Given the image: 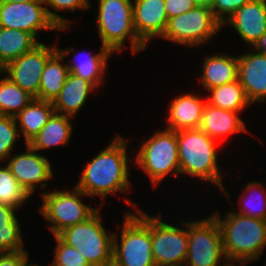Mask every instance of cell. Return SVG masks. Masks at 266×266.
I'll return each mask as SVG.
<instances>
[{"label":"cell","instance_id":"6da1fadb","mask_svg":"<svg viewBox=\"0 0 266 266\" xmlns=\"http://www.w3.org/2000/svg\"><path fill=\"white\" fill-rule=\"evenodd\" d=\"M105 149L100 151L83 168L75 187L88 197H99L130 190L127 139L117 135Z\"/></svg>","mask_w":266,"mask_h":266},{"label":"cell","instance_id":"7a4b0ae2","mask_svg":"<svg viewBox=\"0 0 266 266\" xmlns=\"http://www.w3.org/2000/svg\"><path fill=\"white\" fill-rule=\"evenodd\" d=\"M214 212H211V216L220 228L227 261L232 266H246L249 262L259 260L266 246V220L235 211H227L221 218L218 210Z\"/></svg>","mask_w":266,"mask_h":266},{"label":"cell","instance_id":"3957f363","mask_svg":"<svg viewBox=\"0 0 266 266\" xmlns=\"http://www.w3.org/2000/svg\"><path fill=\"white\" fill-rule=\"evenodd\" d=\"M180 175L193 176L201 182L216 185L224 196L230 198L223 184L222 170L218 168V146L220 143L210 138L200 128L177 131Z\"/></svg>","mask_w":266,"mask_h":266},{"label":"cell","instance_id":"277c9868","mask_svg":"<svg viewBox=\"0 0 266 266\" xmlns=\"http://www.w3.org/2000/svg\"><path fill=\"white\" fill-rule=\"evenodd\" d=\"M135 208L126 210L120 240L113 234L112 266H156L151 243V215L126 199Z\"/></svg>","mask_w":266,"mask_h":266},{"label":"cell","instance_id":"5b68a950","mask_svg":"<svg viewBox=\"0 0 266 266\" xmlns=\"http://www.w3.org/2000/svg\"><path fill=\"white\" fill-rule=\"evenodd\" d=\"M96 25L101 44L113 53H120L130 42L133 54L147 46L138 38L133 22V0H97Z\"/></svg>","mask_w":266,"mask_h":266},{"label":"cell","instance_id":"8992f818","mask_svg":"<svg viewBox=\"0 0 266 266\" xmlns=\"http://www.w3.org/2000/svg\"><path fill=\"white\" fill-rule=\"evenodd\" d=\"M134 158L137 168L149 176L154 187L168 175H180L177 131L167 128L155 131L142 142Z\"/></svg>","mask_w":266,"mask_h":266},{"label":"cell","instance_id":"52a82bcc","mask_svg":"<svg viewBox=\"0 0 266 266\" xmlns=\"http://www.w3.org/2000/svg\"><path fill=\"white\" fill-rule=\"evenodd\" d=\"M100 212L98 210L87 221L71 226L57 236L80 251L91 266H112L114 232L106 231Z\"/></svg>","mask_w":266,"mask_h":266},{"label":"cell","instance_id":"ba28073f","mask_svg":"<svg viewBox=\"0 0 266 266\" xmlns=\"http://www.w3.org/2000/svg\"><path fill=\"white\" fill-rule=\"evenodd\" d=\"M41 196L43 202L39 211L44 219L50 222L47 227L54 236L71 226L87 221L99 210L86 205L82 197L88 196L76 187L72 191H44Z\"/></svg>","mask_w":266,"mask_h":266},{"label":"cell","instance_id":"9c48e42d","mask_svg":"<svg viewBox=\"0 0 266 266\" xmlns=\"http://www.w3.org/2000/svg\"><path fill=\"white\" fill-rule=\"evenodd\" d=\"M221 28L222 24L215 18L209 6L196 5L183 14L168 18L161 38L174 44L195 48L215 38Z\"/></svg>","mask_w":266,"mask_h":266},{"label":"cell","instance_id":"30bf717a","mask_svg":"<svg viewBox=\"0 0 266 266\" xmlns=\"http://www.w3.org/2000/svg\"><path fill=\"white\" fill-rule=\"evenodd\" d=\"M184 265L232 266L224 253L220 228L212 216L188 221V251Z\"/></svg>","mask_w":266,"mask_h":266},{"label":"cell","instance_id":"8fae6325","mask_svg":"<svg viewBox=\"0 0 266 266\" xmlns=\"http://www.w3.org/2000/svg\"><path fill=\"white\" fill-rule=\"evenodd\" d=\"M177 227L161 219V212L151 216V243L156 266L182 265L188 251V222Z\"/></svg>","mask_w":266,"mask_h":266},{"label":"cell","instance_id":"7c38bea8","mask_svg":"<svg viewBox=\"0 0 266 266\" xmlns=\"http://www.w3.org/2000/svg\"><path fill=\"white\" fill-rule=\"evenodd\" d=\"M0 27L24 30L37 40L42 30L59 32L68 30V28H59L50 19L43 0L0 3Z\"/></svg>","mask_w":266,"mask_h":266},{"label":"cell","instance_id":"4fadbf2b","mask_svg":"<svg viewBox=\"0 0 266 266\" xmlns=\"http://www.w3.org/2000/svg\"><path fill=\"white\" fill-rule=\"evenodd\" d=\"M56 46L41 42L32 51L9 62L0 70V75L5 74L13 83L39 99L41 75L47 60L57 51Z\"/></svg>","mask_w":266,"mask_h":266},{"label":"cell","instance_id":"5bb4252c","mask_svg":"<svg viewBox=\"0 0 266 266\" xmlns=\"http://www.w3.org/2000/svg\"><path fill=\"white\" fill-rule=\"evenodd\" d=\"M26 152L11 154L6 165L18 183L31 196L35 189L45 188L47 182L53 179L52 163L43 154L25 145ZM38 185V186H37Z\"/></svg>","mask_w":266,"mask_h":266},{"label":"cell","instance_id":"9a60e30c","mask_svg":"<svg viewBox=\"0 0 266 266\" xmlns=\"http://www.w3.org/2000/svg\"><path fill=\"white\" fill-rule=\"evenodd\" d=\"M133 22L146 46L152 39L161 38L168 23L165 0H133Z\"/></svg>","mask_w":266,"mask_h":266},{"label":"cell","instance_id":"2e32d148","mask_svg":"<svg viewBox=\"0 0 266 266\" xmlns=\"http://www.w3.org/2000/svg\"><path fill=\"white\" fill-rule=\"evenodd\" d=\"M238 57V80L253 104L266 101V54L249 52Z\"/></svg>","mask_w":266,"mask_h":266},{"label":"cell","instance_id":"e0dca14e","mask_svg":"<svg viewBox=\"0 0 266 266\" xmlns=\"http://www.w3.org/2000/svg\"><path fill=\"white\" fill-rule=\"evenodd\" d=\"M230 25L251 47L266 32V0H251L235 11L222 25Z\"/></svg>","mask_w":266,"mask_h":266},{"label":"cell","instance_id":"ac0fdd59","mask_svg":"<svg viewBox=\"0 0 266 266\" xmlns=\"http://www.w3.org/2000/svg\"><path fill=\"white\" fill-rule=\"evenodd\" d=\"M205 104L206 99L193 93L175 97L168 105L165 128L174 131L199 128Z\"/></svg>","mask_w":266,"mask_h":266},{"label":"cell","instance_id":"d6986e66","mask_svg":"<svg viewBox=\"0 0 266 266\" xmlns=\"http://www.w3.org/2000/svg\"><path fill=\"white\" fill-rule=\"evenodd\" d=\"M239 113L240 112L221 109L206 102L199 128L210 138L222 144L228 135L231 136L241 132L249 133Z\"/></svg>","mask_w":266,"mask_h":266},{"label":"cell","instance_id":"ffe728a7","mask_svg":"<svg viewBox=\"0 0 266 266\" xmlns=\"http://www.w3.org/2000/svg\"><path fill=\"white\" fill-rule=\"evenodd\" d=\"M97 88L89 81L69 73L59 95L54 99L55 113L75 117Z\"/></svg>","mask_w":266,"mask_h":266},{"label":"cell","instance_id":"44dd1931","mask_svg":"<svg viewBox=\"0 0 266 266\" xmlns=\"http://www.w3.org/2000/svg\"><path fill=\"white\" fill-rule=\"evenodd\" d=\"M75 48H57V51L47 60L41 75L39 100L51 101L59 95L66 79L69 75V69L63 63L65 58L73 53Z\"/></svg>","mask_w":266,"mask_h":266},{"label":"cell","instance_id":"7402d4cb","mask_svg":"<svg viewBox=\"0 0 266 266\" xmlns=\"http://www.w3.org/2000/svg\"><path fill=\"white\" fill-rule=\"evenodd\" d=\"M201 84L208 90L238 80V57L227 53L207 55L202 62Z\"/></svg>","mask_w":266,"mask_h":266},{"label":"cell","instance_id":"603a6c76","mask_svg":"<svg viewBox=\"0 0 266 266\" xmlns=\"http://www.w3.org/2000/svg\"><path fill=\"white\" fill-rule=\"evenodd\" d=\"M99 52L95 54L87 53L84 54L83 60L80 58V53L74 54L73 58L70 59L71 63H66L69 73L79 76L90 83L96 88H99L106 78L105 72L108 67V60L112 54H114L107 47L100 45ZM86 53V52H83ZM82 56V54H81Z\"/></svg>","mask_w":266,"mask_h":266},{"label":"cell","instance_id":"cb8c5ba5","mask_svg":"<svg viewBox=\"0 0 266 266\" xmlns=\"http://www.w3.org/2000/svg\"><path fill=\"white\" fill-rule=\"evenodd\" d=\"M54 113L51 101L34 98L15 116L19 134L21 131L25 145L40 132Z\"/></svg>","mask_w":266,"mask_h":266},{"label":"cell","instance_id":"d4e9b609","mask_svg":"<svg viewBox=\"0 0 266 266\" xmlns=\"http://www.w3.org/2000/svg\"><path fill=\"white\" fill-rule=\"evenodd\" d=\"M73 117L54 113L40 132L28 143L35 151L68 145L73 134Z\"/></svg>","mask_w":266,"mask_h":266},{"label":"cell","instance_id":"484cf974","mask_svg":"<svg viewBox=\"0 0 266 266\" xmlns=\"http://www.w3.org/2000/svg\"><path fill=\"white\" fill-rule=\"evenodd\" d=\"M41 42L24 30L0 27V70Z\"/></svg>","mask_w":266,"mask_h":266},{"label":"cell","instance_id":"4316f807","mask_svg":"<svg viewBox=\"0 0 266 266\" xmlns=\"http://www.w3.org/2000/svg\"><path fill=\"white\" fill-rule=\"evenodd\" d=\"M17 209L0 203V254L26 250L21 224L15 213Z\"/></svg>","mask_w":266,"mask_h":266},{"label":"cell","instance_id":"83f0119b","mask_svg":"<svg viewBox=\"0 0 266 266\" xmlns=\"http://www.w3.org/2000/svg\"><path fill=\"white\" fill-rule=\"evenodd\" d=\"M207 91L210 96H207L206 102L221 109L241 112V110L247 109L252 104L248 100L239 80L208 89Z\"/></svg>","mask_w":266,"mask_h":266},{"label":"cell","instance_id":"f1b7e54d","mask_svg":"<svg viewBox=\"0 0 266 266\" xmlns=\"http://www.w3.org/2000/svg\"><path fill=\"white\" fill-rule=\"evenodd\" d=\"M239 195L237 214L266 220V189L259 181H249ZM257 193V194H256ZM244 194V195H243Z\"/></svg>","mask_w":266,"mask_h":266},{"label":"cell","instance_id":"f546056e","mask_svg":"<svg viewBox=\"0 0 266 266\" xmlns=\"http://www.w3.org/2000/svg\"><path fill=\"white\" fill-rule=\"evenodd\" d=\"M34 97L6 75L0 80V115L15 117Z\"/></svg>","mask_w":266,"mask_h":266},{"label":"cell","instance_id":"4dcf8cb0","mask_svg":"<svg viewBox=\"0 0 266 266\" xmlns=\"http://www.w3.org/2000/svg\"><path fill=\"white\" fill-rule=\"evenodd\" d=\"M29 197L30 195L18 183L9 167L0 166V203L20 208Z\"/></svg>","mask_w":266,"mask_h":266},{"label":"cell","instance_id":"1f68e13d","mask_svg":"<svg viewBox=\"0 0 266 266\" xmlns=\"http://www.w3.org/2000/svg\"><path fill=\"white\" fill-rule=\"evenodd\" d=\"M46 11L50 19L59 28H69L71 20L59 15L57 12H74L79 10H88L91 8L90 0H43ZM51 8V10L49 9ZM52 9L54 11H52ZM56 11V12H55Z\"/></svg>","mask_w":266,"mask_h":266},{"label":"cell","instance_id":"d6a6232c","mask_svg":"<svg viewBox=\"0 0 266 266\" xmlns=\"http://www.w3.org/2000/svg\"><path fill=\"white\" fill-rule=\"evenodd\" d=\"M15 117L0 115V163H6L19 139Z\"/></svg>","mask_w":266,"mask_h":266},{"label":"cell","instance_id":"836d02e7","mask_svg":"<svg viewBox=\"0 0 266 266\" xmlns=\"http://www.w3.org/2000/svg\"><path fill=\"white\" fill-rule=\"evenodd\" d=\"M56 241L55 254L50 266H91L86 258L75 247L63 242L58 236Z\"/></svg>","mask_w":266,"mask_h":266},{"label":"cell","instance_id":"e575fe53","mask_svg":"<svg viewBox=\"0 0 266 266\" xmlns=\"http://www.w3.org/2000/svg\"><path fill=\"white\" fill-rule=\"evenodd\" d=\"M251 0H215L210 6L215 18L223 25V23L245 3Z\"/></svg>","mask_w":266,"mask_h":266},{"label":"cell","instance_id":"d590c367","mask_svg":"<svg viewBox=\"0 0 266 266\" xmlns=\"http://www.w3.org/2000/svg\"><path fill=\"white\" fill-rule=\"evenodd\" d=\"M196 4L193 0H165V9L168 18H172L193 9Z\"/></svg>","mask_w":266,"mask_h":266},{"label":"cell","instance_id":"8d00e7d4","mask_svg":"<svg viewBox=\"0 0 266 266\" xmlns=\"http://www.w3.org/2000/svg\"><path fill=\"white\" fill-rule=\"evenodd\" d=\"M29 261L27 250L0 254V266H24Z\"/></svg>","mask_w":266,"mask_h":266},{"label":"cell","instance_id":"74e56055","mask_svg":"<svg viewBox=\"0 0 266 266\" xmlns=\"http://www.w3.org/2000/svg\"><path fill=\"white\" fill-rule=\"evenodd\" d=\"M250 48L259 54H266V32Z\"/></svg>","mask_w":266,"mask_h":266},{"label":"cell","instance_id":"f35d334b","mask_svg":"<svg viewBox=\"0 0 266 266\" xmlns=\"http://www.w3.org/2000/svg\"><path fill=\"white\" fill-rule=\"evenodd\" d=\"M193 2L199 6H209L210 7L215 2V0H193Z\"/></svg>","mask_w":266,"mask_h":266},{"label":"cell","instance_id":"ab89813d","mask_svg":"<svg viewBox=\"0 0 266 266\" xmlns=\"http://www.w3.org/2000/svg\"><path fill=\"white\" fill-rule=\"evenodd\" d=\"M33 0H0V3H8V2H30Z\"/></svg>","mask_w":266,"mask_h":266},{"label":"cell","instance_id":"60d3db41","mask_svg":"<svg viewBox=\"0 0 266 266\" xmlns=\"http://www.w3.org/2000/svg\"><path fill=\"white\" fill-rule=\"evenodd\" d=\"M24 266H39L37 263L36 264H31V263H29L28 261L25 263V265Z\"/></svg>","mask_w":266,"mask_h":266},{"label":"cell","instance_id":"b9f144b4","mask_svg":"<svg viewBox=\"0 0 266 266\" xmlns=\"http://www.w3.org/2000/svg\"><path fill=\"white\" fill-rule=\"evenodd\" d=\"M166 266H185V265L182 264V265H166Z\"/></svg>","mask_w":266,"mask_h":266}]
</instances>
